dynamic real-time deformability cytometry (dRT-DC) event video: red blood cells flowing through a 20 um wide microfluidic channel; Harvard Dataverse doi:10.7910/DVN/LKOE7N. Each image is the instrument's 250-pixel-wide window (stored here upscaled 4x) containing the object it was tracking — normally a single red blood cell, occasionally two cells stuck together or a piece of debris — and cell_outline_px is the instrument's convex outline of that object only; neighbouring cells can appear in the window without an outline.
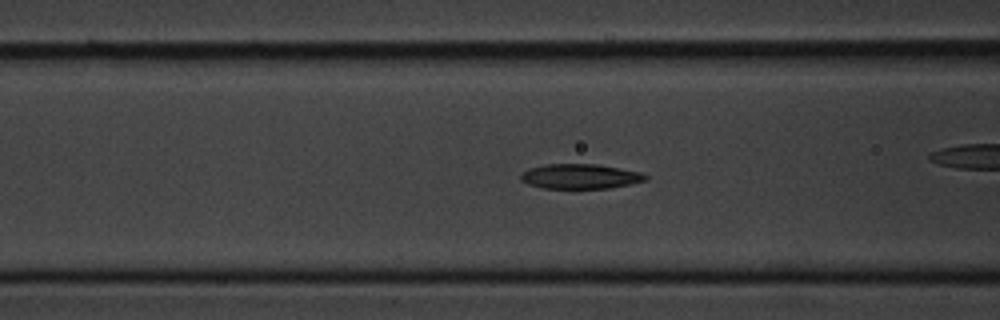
{"species": "common noctule bat (a hibernating species)", "species_latin": "Nyctalus noctula", "temperature_condition": "cold", "stored_images_in_passage": 56, "camera_frame_rate_fps": 3000, "um_per_image_px": 0.085, "animal": {"sex": "male", "body_mass_g": 20.1, "forearm_length_mm": 53.5}, "frame": {"image": 1, "passage_image": 21, "time_ms": 6.667, "image_size_px": [1000, 320], "cell_outline_px": [[648, 180], [608, 188], [544, 188], [528, 184], [520, 180], [520, 172], [528, 168], [544, 164], [596, 164], [640, 172], [648, 176]], "centroid_in_image_um": [49.26, 14.98], "position_along_channel_um": 117.3, "area_um2": 18.03}}
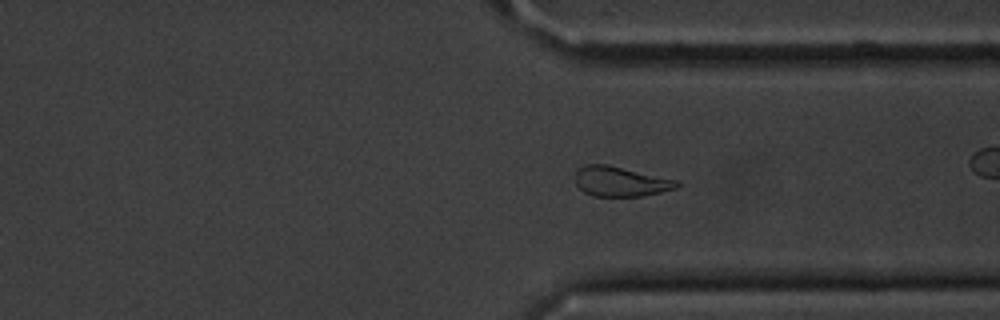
{"frame": {"image": 2, "passage_image": 41, "time_ms": 13.333, "image_size_px": [1000, 320], "cell_outline_px": [[680, 184], [676, 188], [660, 192], [640, 196], [592, 196], [584, 192], [576, 184], [576, 168], [584, 164], [608, 164], [680, 180]], "centroid_in_image_um": [52.75, 15.41], "position_along_channel_um": 358.7, "area_um2": 17.92}}
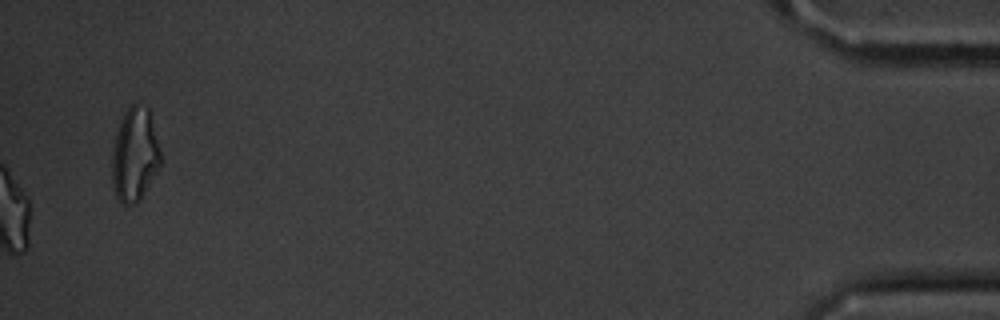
{"frame": {"image": 3, "passage_image": 56, "time_ms": 18.333, "image_size_px": [1000, 320], "cell_outline_px": [[160, 164], [140, 200], [136, 204], [120, 204], [112, 188], [112, 156], [116, 132], [120, 120], [124, 112], [132, 104], [136, 104], [148, 108], [160, 152]], "centroid_in_image_um": [11.41, 13.19], "position_along_channel_um": 423.8, "area_um2": 26.18}, "authors_computed_cell_mechanics": {"area_um2": 18.5249, "velocity_mm_per_s": 3.6192, "shape_relaxation_time_tau1_ms": 3.6524, "shape_relaxation_time_tau2_ms": 4.0041, "deformation_change_tau1": 0.1136, "deformation_change_tau2": 0.1169}}